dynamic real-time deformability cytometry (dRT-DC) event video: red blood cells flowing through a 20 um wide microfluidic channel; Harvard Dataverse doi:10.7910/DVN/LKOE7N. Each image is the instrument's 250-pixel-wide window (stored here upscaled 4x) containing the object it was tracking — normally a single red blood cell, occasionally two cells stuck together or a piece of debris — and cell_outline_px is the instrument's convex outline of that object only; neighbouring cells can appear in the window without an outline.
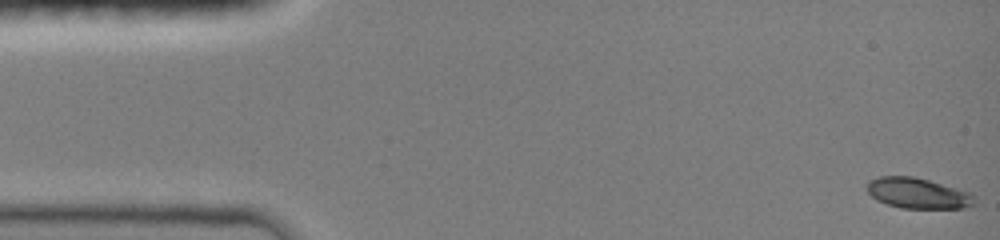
{"species": "common noctule bat (a hibernating species)", "species_latin": "Nyctalus noctula", "temperature_condition": "room temperature", "stored_images_in_passage": 47, "camera_frame_rate_fps": 3000, "um_per_image_px": 0.085, "animal": {"sex": "female", "body_mass_g": 19.0, "forearm_length_mm": 51.5}, "frame": {"image": 1, "passage_image": 1, "time_ms": 0.0, "image_size_px": [1000, 240], "cell_outline_px": [[976, 204], [964, 208], [900, 208], [876, 200], [868, 192], [868, 180], [880, 176], [912, 176], [928, 180], [972, 192], [976, 196]], "centroid_in_image_um": [78.07, 16.43], "position_along_channel_um": 6.9, "area_um2": 19.31}}
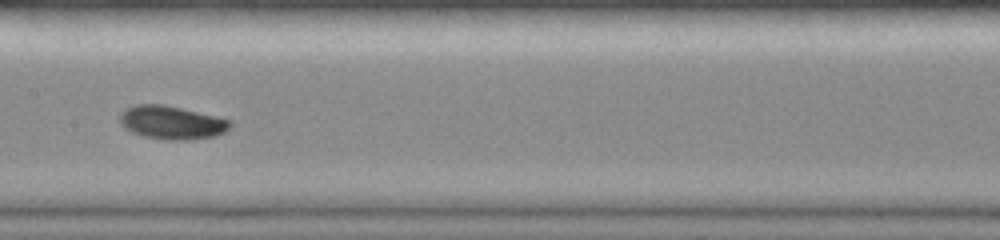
{"frame": {"image": 2, "passage_image": 24, "time_ms": 7.667, "image_size_px": [1000, 240], "cell_outline_px": [[232, 124], [224, 132], [216, 136], [188, 140], [168, 140], [144, 136], [132, 132], [124, 128], [120, 120], [120, 112], [124, 108], [136, 104], [164, 104], [216, 116], [232, 120]], "centroid_in_image_um": [14.59, 10.41], "position_along_channel_um": 192.8, "area_um2": 21.56}}
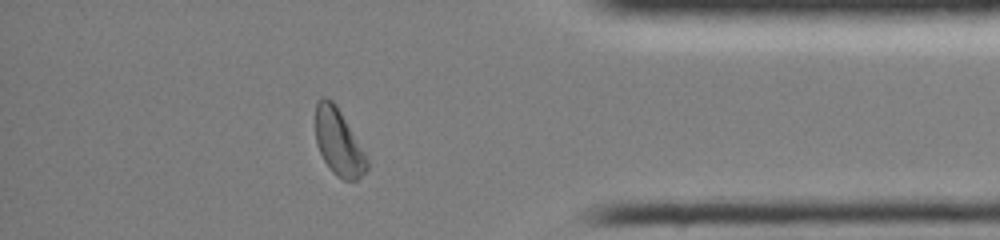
{"frame": {"image": 3, "passage_image": 41, "time_ms": 13.333, "image_size_px": [1000, 240], "cell_outline_px": [[368, 168], [356, 180], [344, 180], [336, 176], [332, 172], [324, 160], [316, 144], [316, 100], [320, 96], [328, 96], [336, 104], [364, 152], [368, 160]], "centroid_in_image_um": [28.75, 12.06], "position_along_channel_um": 406.4, "area_um2": 19.83}, "authors_computed_cell_mechanics": {"area_um2": 20.23, "velocity_mm_per_s": 4.0331, "shape_relaxation_time_tau1_ms": 2.9847, "shape_relaxation_time_tau2_ms": null, "deformation_change_tau1": 0.1168, "deformation_change_tau2": null}}